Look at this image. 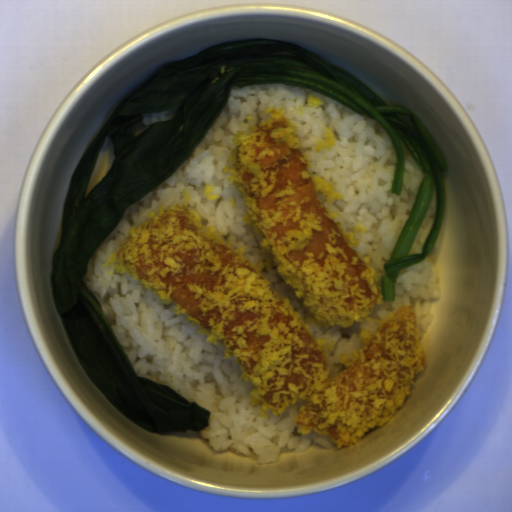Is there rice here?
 Listing matches in <instances>:
<instances>
[{
    "label": "rice",
    "mask_w": 512,
    "mask_h": 512,
    "mask_svg": "<svg viewBox=\"0 0 512 512\" xmlns=\"http://www.w3.org/2000/svg\"><path fill=\"white\" fill-rule=\"evenodd\" d=\"M285 118L317 192L337 230L379 286L425 177L404 149L400 195L391 194L396 146L380 123L317 91L285 84L232 86L206 138L178 169L125 209L91 256L83 282L94 295L136 376L165 385L208 411L199 431L215 452L270 464L289 451L341 446L328 432L301 427L305 400L271 409L249 371L227 345L162 291L118 259L128 234L159 214L187 208L207 234L224 241L259 273L322 349L330 375L347 371L403 307H410L421 342L441 299L431 262L400 270L392 302L378 304L352 325L324 327L282 276L253 216L237 167V149L259 126Z\"/></svg>",
    "instance_id": "rice-1"
},
{
    "label": "rice",
    "mask_w": 512,
    "mask_h": 512,
    "mask_svg": "<svg viewBox=\"0 0 512 512\" xmlns=\"http://www.w3.org/2000/svg\"><path fill=\"white\" fill-rule=\"evenodd\" d=\"M178 106L162 112L140 114L137 122L131 126L133 135L137 137L142 132L147 130L151 125L170 120L174 117Z\"/></svg>",
    "instance_id": "rice-3"
},
{
    "label": "rice",
    "mask_w": 512,
    "mask_h": 512,
    "mask_svg": "<svg viewBox=\"0 0 512 512\" xmlns=\"http://www.w3.org/2000/svg\"><path fill=\"white\" fill-rule=\"evenodd\" d=\"M437 213V192L434 186L430 201L425 213V216L421 222V225L417 231V234L413 240L411 248L408 252L409 255H417L422 252L430 233L433 229L435 217Z\"/></svg>",
    "instance_id": "rice-2"
}]
</instances>
